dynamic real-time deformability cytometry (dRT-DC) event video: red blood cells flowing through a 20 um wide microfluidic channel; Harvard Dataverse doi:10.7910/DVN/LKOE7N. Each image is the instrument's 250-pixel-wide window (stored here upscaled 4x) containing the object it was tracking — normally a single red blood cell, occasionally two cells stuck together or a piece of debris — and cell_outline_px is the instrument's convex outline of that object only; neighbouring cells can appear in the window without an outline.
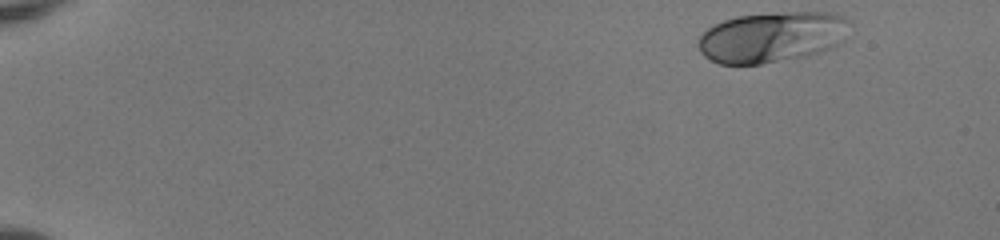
{"species": "human", "species_latin": "Homo sapiens", "temperature_condition": "room temperature", "stored_images_in_passage": 48, "camera_frame_rate_fps": 3000, "um_per_image_px": 0.085, "donor": {"sex": "female"}, "frame": {"image": 1, "passage_image": 1, "time_ms": 0.0, "image_size_px": [1000, 240], "cell_outline_px": [[852, 24], [844, 40], [840, 44], [832, 48], [808, 56], [760, 64], [720, 64], [704, 56], [700, 52], [696, 44], [700, 36], [708, 28], [724, 20], [740, 16], [788, 12], [836, 12], [852, 20]], "centroid_in_image_um": [65.7, 3.15], "position_along_channel_um": 19.3, "area_um2": 45.2}}
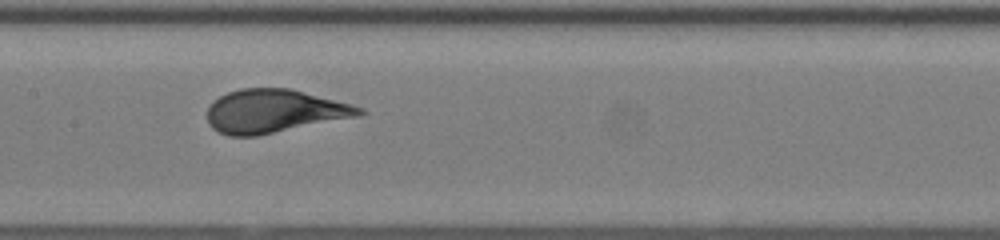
{"frame": {"image": 2, "passage_image": 24, "time_ms": 7.667, "image_size_px": [1000, 240], "cell_outline_px": [[368, 112], [360, 116], [256, 136], [228, 136], [216, 132], [208, 124], [208, 104], [220, 96], [228, 92], [240, 88], [288, 88], [352, 104], [364, 108]], "centroid_in_image_um": [23.3, 9.46], "position_along_channel_um": 184.1, "area_um2": 38.61}}
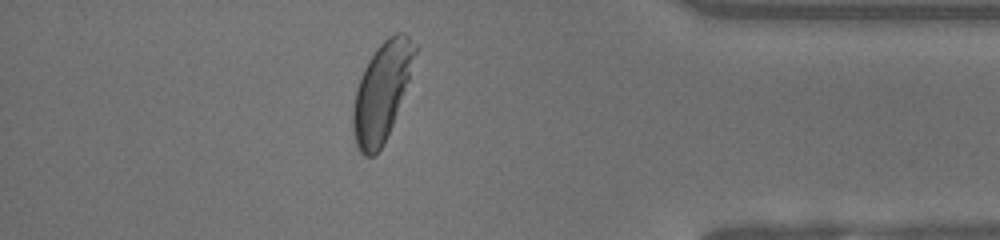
{"frame": {"image": 3, "passage_image": 42, "time_ms": 13.667, "image_size_px": [1000, 240], "cell_outline_px": [[416, 52], [408, 80], [392, 124], [384, 144], [372, 156], [364, 156], [360, 152], [356, 144], [352, 128], [352, 112], [356, 88], [364, 68], [368, 60], [376, 48], [388, 36], [396, 32], [404, 32], [408, 36], [416, 48]], "centroid_in_image_um": [32.42, 7.79], "position_along_channel_um": 402.8, "area_um2": 34.8}, "authors_computed_cell_mechanics": {"area_um2": 38.6104, "velocity_mm_per_s": 4.0189, "shape_relaxation_time_tau1_ms": 3.633, "shape_relaxation_time_tau2_ms": null, "deformation_change_tau1": 0.1951, "deformation_change_tau2": null}}